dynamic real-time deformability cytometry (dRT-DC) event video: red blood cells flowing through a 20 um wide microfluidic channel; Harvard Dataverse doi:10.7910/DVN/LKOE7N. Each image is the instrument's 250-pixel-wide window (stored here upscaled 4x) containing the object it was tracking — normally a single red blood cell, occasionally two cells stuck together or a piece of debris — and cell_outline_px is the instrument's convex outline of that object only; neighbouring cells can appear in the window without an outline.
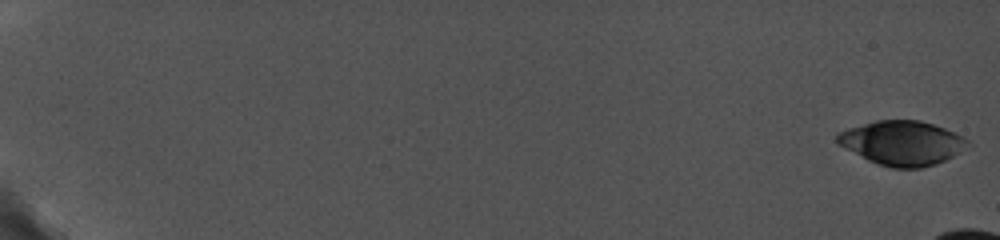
{"species": "common noctule bat (a hibernating species)", "species_latin": "Nyctalus noctula", "temperature_condition": "cold", "stored_images_in_passage": 11, "camera_frame_rate_fps": 5000, "um_per_image_px": 0.085, "animal": {"sex": "female", "body_mass_g": 19.0, "forearm_length_mm": 56.7}, "frame": {"image": 1, "passage_image": 1, "time_ms": 0.0, "image_size_px": [1000, 240], "cell_outline_px": [[972, 144], [952, 156], [936, 164], [920, 168], [892, 168], [868, 160], [840, 144], [836, 140], [836, 132], [848, 128], [876, 120], [920, 120], [944, 128], [968, 140]], "centroid_in_image_um": [76.68, 12.14], "position_along_channel_um": 8.3, "area_um2": 33.29}}